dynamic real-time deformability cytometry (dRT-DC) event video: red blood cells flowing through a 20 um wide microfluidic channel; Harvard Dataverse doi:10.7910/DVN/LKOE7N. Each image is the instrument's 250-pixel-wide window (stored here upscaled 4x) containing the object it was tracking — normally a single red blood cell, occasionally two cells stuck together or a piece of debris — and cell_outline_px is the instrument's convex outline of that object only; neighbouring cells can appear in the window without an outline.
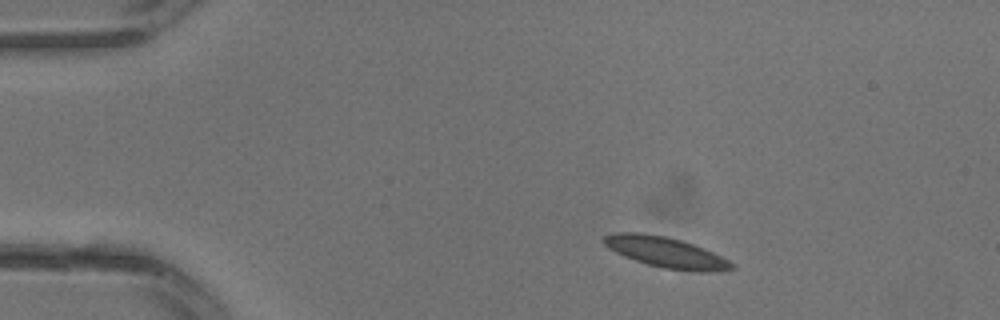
{"species": "common noctule bat (a hibernating species)", "species_latin": "Nyctalus noctula", "temperature_condition": "warm", "stored_images_in_passage": 30, "camera_frame_rate_fps": 3000, "um_per_image_px": 0.085, "animal": {"sex": "male", "body_mass_g": 13.3}, "frame": {"image": 1, "passage_image": 3, "time_ms": 0.667, "image_size_px": [1000, 320], "cell_outline_px": [[736, 268], [708, 272], [692, 272], [664, 268], [648, 264], [624, 256], [608, 248], [604, 244], [604, 236], [616, 232], [640, 232], [664, 236], [680, 240], [704, 248], [736, 264]], "centroid_in_image_um": [56.62, 21.45], "position_along_channel_um": 28.4, "area_um2": 22.66}}
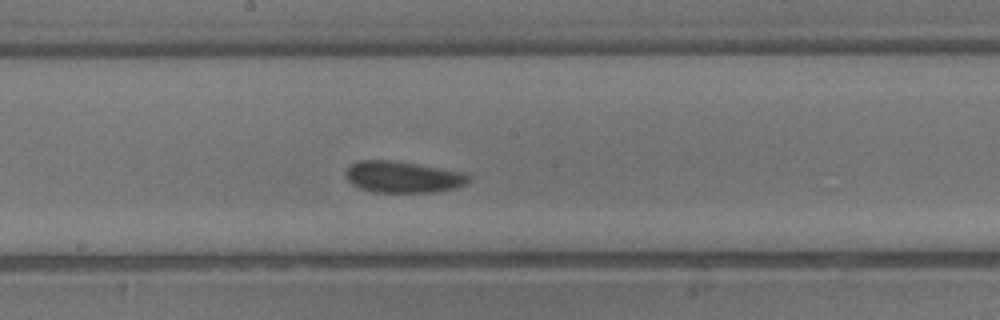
{"frame": {"image": 2, "passage_image": 15, "time_ms": 4.667, "image_size_px": [1000, 320], "cell_outline_px": [[472, 180], [468, 184], [456, 188], [436, 192], [372, 192], [360, 188], [352, 184], [344, 176], [344, 172], [352, 164], [360, 160], [392, 160], [464, 172], [472, 176]], "centroid_in_image_um": [34.29, 15.05], "position_along_channel_um": 213.9, "area_um2": 22.77}}
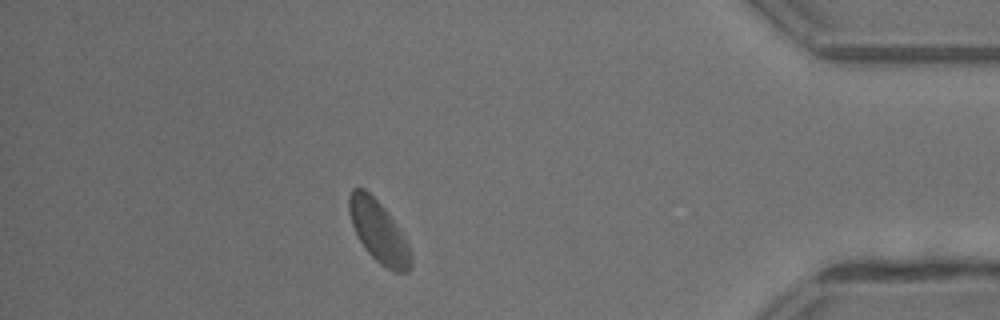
{"frame": {"image": 3, "passage_image": 26, "time_ms": 8.333, "image_size_px": [1000, 320], "cell_outline_px": [[412, 268], [408, 272], [392, 272], [380, 264], [364, 248], [352, 224], [348, 212], [348, 196], [352, 188], [364, 188], [384, 208], [400, 232], [412, 256]], "centroid_in_image_um": [32.15, 19.71], "position_along_channel_um": 403.0, "area_um2": 21.79}}